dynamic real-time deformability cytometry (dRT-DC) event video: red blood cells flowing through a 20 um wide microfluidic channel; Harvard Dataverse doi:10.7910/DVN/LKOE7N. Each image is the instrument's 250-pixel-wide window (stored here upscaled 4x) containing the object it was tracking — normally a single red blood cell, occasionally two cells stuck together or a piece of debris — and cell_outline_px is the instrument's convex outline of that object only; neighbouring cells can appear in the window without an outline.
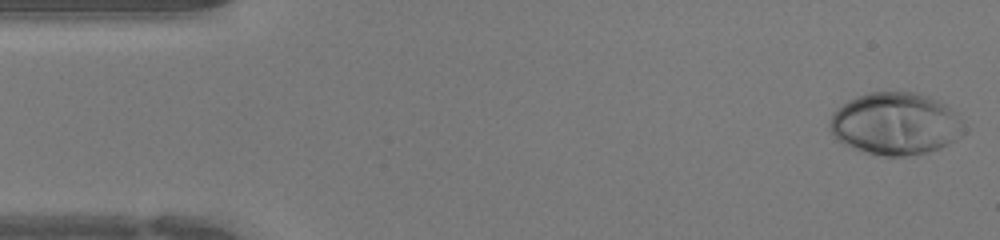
{"species": "human", "species_latin": "Homo sapiens", "temperature_condition": "warm", "stored_images_in_passage": 44, "camera_frame_rate_fps": 3000, "um_per_image_px": 0.085, "donor": {"sex": "female"}, "frame": {"image": 1, "passage_image": 1, "time_ms": 0.0, "image_size_px": [1000, 240], "cell_outline_px": [[964, 132], [956, 140], [940, 148], [924, 152], [904, 156], [884, 156], [868, 152], [844, 144], [836, 140], [832, 136], [828, 128], [828, 124], [832, 112], [836, 108], [848, 100], [856, 96], [872, 92], [916, 92], [928, 96], [960, 112], [964, 120]], "centroid_in_image_um": [76.12, 10.5], "position_along_channel_um": 8.9, "area_um2": 49.19}}
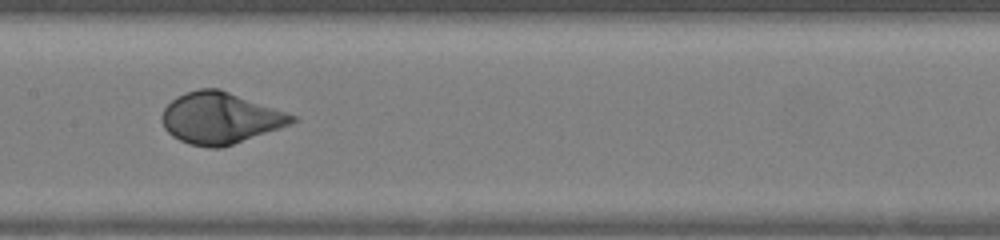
{"frame": {"image": 2, "passage_image": 21, "time_ms": 6.667, "image_size_px": [1000, 240], "cell_outline_px": [[300, 120], [292, 124], [220, 148], [208, 148], [188, 144], [172, 136], [164, 128], [160, 120], [160, 116], [164, 108], [176, 96], [184, 92], [200, 88], [220, 88], [288, 112], [296, 116]], "centroid_in_image_um": [18.72, 10.02], "position_along_channel_um": 188.7, "area_um2": 39.36}}
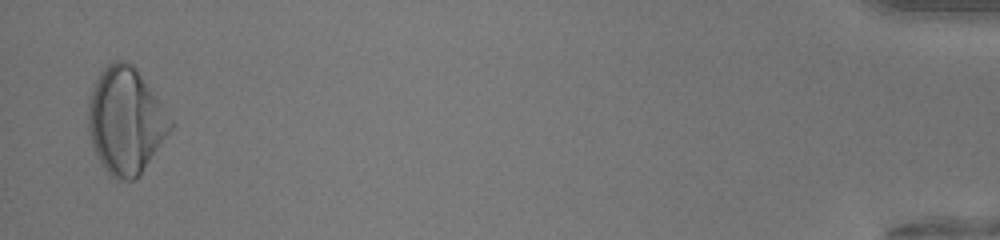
{"frame": {"image": 3, "passage_image": 43, "time_ms": 14.0, "image_size_px": [1000, 240], "cell_outline_px": [[172, 128], [140, 172], [132, 180], [116, 180], [104, 168], [96, 156], [92, 148], [88, 128], [88, 96], [100, 72], [112, 60], [124, 60], [132, 64], [136, 68], [156, 96], [172, 120]], "centroid_in_image_um": [10.63, 10.23], "position_along_channel_um": 424.6, "area_um2": 50.46}}